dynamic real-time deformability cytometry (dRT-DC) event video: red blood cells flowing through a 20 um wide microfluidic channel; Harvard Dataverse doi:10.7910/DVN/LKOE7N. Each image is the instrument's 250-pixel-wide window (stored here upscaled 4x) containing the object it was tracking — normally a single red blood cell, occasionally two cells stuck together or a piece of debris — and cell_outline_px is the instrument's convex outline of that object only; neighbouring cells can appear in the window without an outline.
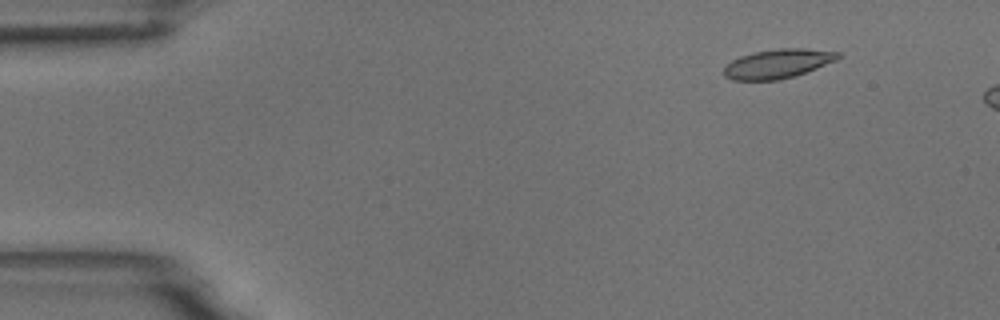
{"species": "common noctule bat (a hibernating species)", "species_latin": "Nyctalus noctula", "temperature_condition": "room temperature", "stored_images_in_passage": 3, "camera_frame_rate_fps": 3000, "um_per_image_px": 0.085, "animal": {"sex": "male", "body_mass_g": 18.8}, "frame": {"image": 1, "passage_image": 1, "time_ms": 0.0, "image_size_px": [1000, 320], "cell_outline_px": [[840, 56], [836, 60], [796, 76], [780, 80], [732, 80], [724, 76], [724, 68], [732, 60], [740, 56], [752, 52], [776, 48], [804, 48], [840, 52]], "centroid_in_image_um": [66.1, 5.41], "position_along_channel_um": 18.9, "area_um2": 19.48}}